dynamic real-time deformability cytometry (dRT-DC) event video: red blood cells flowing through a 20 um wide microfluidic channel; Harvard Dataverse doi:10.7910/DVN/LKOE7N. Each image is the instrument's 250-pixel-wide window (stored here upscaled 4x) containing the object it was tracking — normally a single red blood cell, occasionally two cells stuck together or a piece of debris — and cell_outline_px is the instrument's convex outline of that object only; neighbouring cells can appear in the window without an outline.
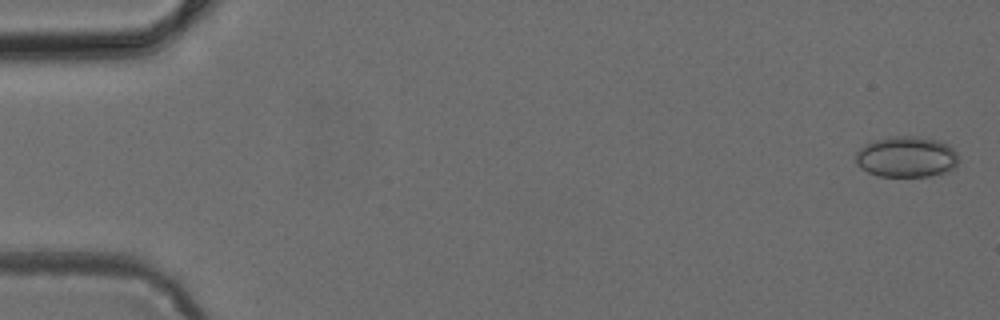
{"species": "common noctule bat (a hibernating species)", "species_latin": "Nyctalus noctula", "temperature_condition": "cold", "stored_images_in_passage": 49, "camera_frame_rate_fps": 3000, "um_per_image_px": 0.085, "animal": {"sex": "female", "body_mass_g": 24.6, "forearm_length_mm": 56.2}, "frame": {"image": 1, "passage_image": 2, "time_ms": 0.333, "image_size_px": [1000, 320], "cell_outline_px": [[956, 164], [952, 168], [944, 172], [928, 176], [880, 176], [868, 172], [860, 168], [856, 164], [856, 152], [860, 148], [876, 140], [888, 136], [920, 136], [940, 140], [948, 144], [956, 152]], "centroid_in_image_um": [77.03, 13.32], "position_along_channel_um": 8.0, "area_um2": 24.39}}
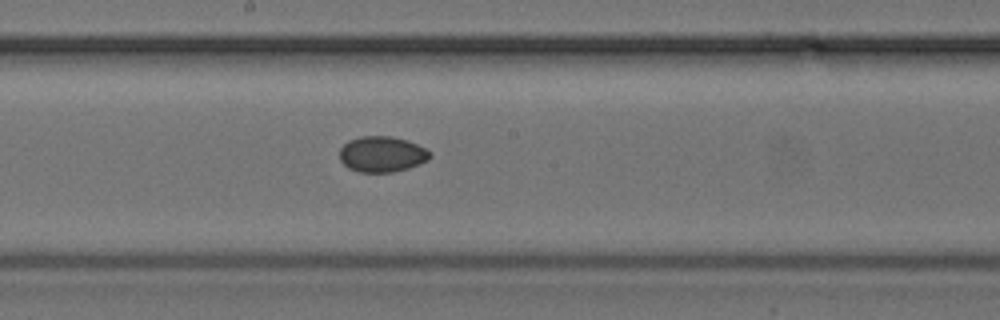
{"frame": {"image": 2, "passage_image": 27, "time_ms": 8.667, "image_size_px": [1000, 320], "cell_outline_px": [[432, 156], [428, 160], [420, 164], [408, 168], [392, 172], [360, 172], [348, 168], [340, 160], [340, 148], [348, 140], [360, 136], [392, 136], [408, 140], [432, 152]], "centroid_in_image_um": [32.48, 13.1], "position_along_channel_um": 215.7, "area_um2": 18.96}}
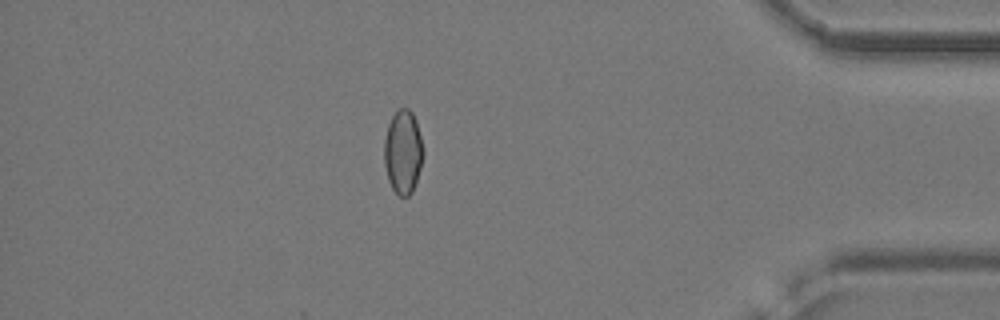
{"frame": {"image": 3, "passage_image": 43, "time_ms": 14.0, "image_size_px": [1000, 320], "cell_outline_px": [[424, 152], [420, 168], [412, 192], [408, 196], [400, 196], [392, 188], [388, 180], [384, 164], [384, 140], [388, 124], [392, 116], [400, 108], [408, 108], [412, 112], [416, 120]], "centroid_in_image_um": [34.24, 12.9], "position_along_channel_um": 401.0, "area_um2": 18.96}}